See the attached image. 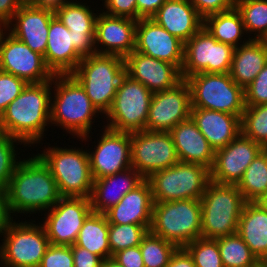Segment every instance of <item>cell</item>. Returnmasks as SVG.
I'll use <instances>...</instances> for the list:
<instances>
[{
	"instance_id": "47",
	"label": "cell",
	"mask_w": 267,
	"mask_h": 267,
	"mask_svg": "<svg viewBox=\"0 0 267 267\" xmlns=\"http://www.w3.org/2000/svg\"><path fill=\"white\" fill-rule=\"evenodd\" d=\"M74 267H102L103 259L85 248L71 245Z\"/></svg>"
},
{
	"instance_id": "50",
	"label": "cell",
	"mask_w": 267,
	"mask_h": 267,
	"mask_svg": "<svg viewBox=\"0 0 267 267\" xmlns=\"http://www.w3.org/2000/svg\"><path fill=\"white\" fill-rule=\"evenodd\" d=\"M166 267H195L194 259L185 247H177Z\"/></svg>"
},
{
	"instance_id": "40",
	"label": "cell",
	"mask_w": 267,
	"mask_h": 267,
	"mask_svg": "<svg viewBox=\"0 0 267 267\" xmlns=\"http://www.w3.org/2000/svg\"><path fill=\"white\" fill-rule=\"evenodd\" d=\"M19 144L27 147L21 140L0 131V188L2 189L8 186L16 166L21 161L18 156L21 152L18 153L16 146Z\"/></svg>"
},
{
	"instance_id": "37",
	"label": "cell",
	"mask_w": 267,
	"mask_h": 267,
	"mask_svg": "<svg viewBox=\"0 0 267 267\" xmlns=\"http://www.w3.org/2000/svg\"><path fill=\"white\" fill-rule=\"evenodd\" d=\"M241 133L262 147L267 146V104L245 106Z\"/></svg>"
},
{
	"instance_id": "27",
	"label": "cell",
	"mask_w": 267,
	"mask_h": 267,
	"mask_svg": "<svg viewBox=\"0 0 267 267\" xmlns=\"http://www.w3.org/2000/svg\"><path fill=\"white\" fill-rule=\"evenodd\" d=\"M151 19L184 43L203 27V18L188 0L165 1Z\"/></svg>"
},
{
	"instance_id": "2",
	"label": "cell",
	"mask_w": 267,
	"mask_h": 267,
	"mask_svg": "<svg viewBox=\"0 0 267 267\" xmlns=\"http://www.w3.org/2000/svg\"><path fill=\"white\" fill-rule=\"evenodd\" d=\"M51 96L52 80L28 83L1 114L0 131L21 140L28 147L43 144L45 132L51 126Z\"/></svg>"
},
{
	"instance_id": "51",
	"label": "cell",
	"mask_w": 267,
	"mask_h": 267,
	"mask_svg": "<svg viewBox=\"0 0 267 267\" xmlns=\"http://www.w3.org/2000/svg\"><path fill=\"white\" fill-rule=\"evenodd\" d=\"M167 0H136L137 20L151 18Z\"/></svg>"
},
{
	"instance_id": "39",
	"label": "cell",
	"mask_w": 267,
	"mask_h": 267,
	"mask_svg": "<svg viewBox=\"0 0 267 267\" xmlns=\"http://www.w3.org/2000/svg\"><path fill=\"white\" fill-rule=\"evenodd\" d=\"M149 229L138 224H109V245L113 256L120 250L141 244Z\"/></svg>"
},
{
	"instance_id": "24",
	"label": "cell",
	"mask_w": 267,
	"mask_h": 267,
	"mask_svg": "<svg viewBox=\"0 0 267 267\" xmlns=\"http://www.w3.org/2000/svg\"><path fill=\"white\" fill-rule=\"evenodd\" d=\"M153 204L150 183L144 179L104 214L109 224H138L150 229Z\"/></svg>"
},
{
	"instance_id": "5",
	"label": "cell",
	"mask_w": 267,
	"mask_h": 267,
	"mask_svg": "<svg viewBox=\"0 0 267 267\" xmlns=\"http://www.w3.org/2000/svg\"><path fill=\"white\" fill-rule=\"evenodd\" d=\"M124 74V58L99 53L83 57L71 73L84 88L92 104L102 114L101 119L110 110Z\"/></svg>"
},
{
	"instance_id": "31",
	"label": "cell",
	"mask_w": 267,
	"mask_h": 267,
	"mask_svg": "<svg viewBox=\"0 0 267 267\" xmlns=\"http://www.w3.org/2000/svg\"><path fill=\"white\" fill-rule=\"evenodd\" d=\"M267 63V47L260 41L250 39L234 49L231 68L232 79L245 89Z\"/></svg>"
},
{
	"instance_id": "3",
	"label": "cell",
	"mask_w": 267,
	"mask_h": 267,
	"mask_svg": "<svg viewBox=\"0 0 267 267\" xmlns=\"http://www.w3.org/2000/svg\"><path fill=\"white\" fill-rule=\"evenodd\" d=\"M52 88L51 126L62 128L82 143L91 141V129L101 113L92 104L84 88L71 74H54Z\"/></svg>"
},
{
	"instance_id": "17",
	"label": "cell",
	"mask_w": 267,
	"mask_h": 267,
	"mask_svg": "<svg viewBox=\"0 0 267 267\" xmlns=\"http://www.w3.org/2000/svg\"><path fill=\"white\" fill-rule=\"evenodd\" d=\"M191 92L185 79L174 87L153 93L148 111L146 130L169 132L191 115Z\"/></svg>"
},
{
	"instance_id": "14",
	"label": "cell",
	"mask_w": 267,
	"mask_h": 267,
	"mask_svg": "<svg viewBox=\"0 0 267 267\" xmlns=\"http://www.w3.org/2000/svg\"><path fill=\"white\" fill-rule=\"evenodd\" d=\"M93 212L89 198L62 197L43 213V227L53 245L75 244L86 218Z\"/></svg>"
},
{
	"instance_id": "54",
	"label": "cell",
	"mask_w": 267,
	"mask_h": 267,
	"mask_svg": "<svg viewBox=\"0 0 267 267\" xmlns=\"http://www.w3.org/2000/svg\"><path fill=\"white\" fill-rule=\"evenodd\" d=\"M102 267H122L115 259L108 258L103 260Z\"/></svg>"
},
{
	"instance_id": "7",
	"label": "cell",
	"mask_w": 267,
	"mask_h": 267,
	"mask_svg": "<svg viewBox=\"0 0 267 267\" xmlns=\"http://www.w3.org/2000/svg\"><path fill=\"white\" fill-rule=\"evenodd\" d=\"M149 231L174 243L177 247H185L188 243L201 238L200 200L154 202Z\"/></svg>"
},
{
	"instance_id": "45",
	"label": "cell",
	"mask_w": 267,
	"mask_h": 267,
	"mask_svg": "<svg viewBox=\"0 0 267 267\" xmlns=\"http://www.w3.org/2000/svg\"><path fill=\"white\" fill-rule=\"evenodd\" d=\"M102 3L106 10H101L107 15L128 17L137 20L136 0H102Z\"/></svg>"
},
{
	"instance_id": "33",
	"label": "cell",
	"mask_w": 267,
	"mask_h": 267,
	"mask_svg": "<svg viewBox=\"0 0 267 267\" xmlns=\"http://www.w3.org/2000/svg\"><path fill=\"white\" fill-rule=\"evenodd\" d=\"M108 234L109 223L105 214L92 212L84 221L75 245L87 249L103 260L112 258Z\"/></svg>"
},
{
	"instance_id": "6",
	"label": "cell",
	"mask_w": 267,
	"mask_h": 267,
	"mask_svg": "<svg viewBox=\"0 0 267 267\" xmlns=\"http://www.w3.org/2000/svg\"><path fill=\"white\" fill-rule=\"evenodd\" d=\"M46 147L37 155L48 166L55 179L61 197L89 198L93 178L90 171L88 150L84 146L69 149L64 146Z\"/></svg>"
},
{
	"instance_id": "9",
	"label": "cell",
	"mask_w": 267,
	"mask_h": 267,
	"mask_svg": "<svg viewBox=\"0 0 267 267\" xmlns=\"http://www.w3.org/2000/svg\"><path fill=\"white\" fill-rule=\"evenodd\" d=\"M191 92L192 108L230 113L242 117L244 89L228 73H197L185 79Z\"/></svg>"
},
{
	"instance_id": "35",
	"label": "cell",
	"mask_w": 267,
	"mask_h": 267,
	"mask_svg": "<svg viewBox=\"0 0 267 267\" xmlns=\"http://www.w3.org/2000/svg\"><path fill=\"white\" fill-rule=\"evenodd\" d=\"M215 240L224 267H252L259 261L238 233L218 237Z\"/></svg>"
},
{
	"instance_id": "4",
	"label": "cell",
	"mask_w": 267,
	"mask_h": 267,
	"mask_svg": "<svg viewBox=\"0 0 267 267\" xmlns=\"http://www.w3.org/2000/svg\"><path fill=\"white\" fill-rule=\"evenodd\" d=\"M201 238L216 239L237 233L246 200L237 184L209 181L200 199Z\"/></svg>"
},
{
	"instance_id": "44",
	"label": "cell",
	"mask_w": 267,
	"mask_h": 267,
	"mask_svg": "<svg viewBox=\"0 0 267 267\" xmlns=\"http://www.w3.org/2000/svg\"><path fill=\"white\" fill-rule=\"evenodd\" d=\"M39 267H74L71 246L50 244Z\"/></svg>"
},
{
	"instance_id": "16",
	"label": "cell",
	"mask_w": 267,
	"mask_h": 267,
	"mask_svg": "<svg viewBox=\"0 0 267 267\" xmlns=\"http://www.w3.org/2000/svg\"><path fill=\"white\" fill-rule=\"evenodd\" d=\"M94 150L87 148L93 180L119 173L132 167L130 133L102 125ZM92 150V151H91Z\"/></svg>"
},
{
	"instance_id": "49",
	"label": "cell",
	"mask_w": 267,
	"mask_h": 267,
	"mask_svg": "<svg viewBox=\"0 0 267 267\" xmlns=\"http://www.w3.org/2000/svg\"><path fill=\"white\" fill-rule=\"evenodd\" d=\"M24 3V0H0V25L3 28Z\"/></svg>"
},
{
	"instance_id": "46",
	"label": "cell",
	"mask_w": 267,
	"mask_h": 267,
	"mask_svg": "<svg viewBox=\"0 0 267 267\" xmlns=\"http://www.w3.org/2000/svg\"><path fill=\"white\" fill-rule=\"evenodd\" d=\"M197 10L198 14L205 17L227 11L235 7V0H188Z\"/></svg>"
},
{
	"instance_id": "41",
	"label": "cell",
	"mask_w": 267,
	"mask_h": 267,
	"mask_svg": "<svg viewBox=\"0 0 267 267\" xmlns=\"http://www.w3.org/2000/svg\"><path fill=\"white\" fill-rule=\"evenodd\" d=\"M185 248L193 257L195 267H224L215 239L198 238Z\"/></svg>"
},
{
	"instance_id": "22",
	"label": "cell",
	"mask_w": 267,
	"mask_h": 267,
	"mask_svg": "<svg viewBox=\"0 0 267 267\" xmlns=\"http://www.w3.org/2000/svg\"><path fill=\"white\" fill-rule=\"evenodd\" d=\"M54 16L50 12L36 9L30 2H25L4 28L32 51L44 56L49 24Z\"/></svg>"
},
{
	"instance_id": "55",
	"label": "cell",
	"mask_w": 267,
	"mask_h": 267,
	"mask_svg": "<svg viewBox=\"0 0 267 267\" xmlns=\"http://www.w3.org/2000/svg\"><path fill=\"white\" fill-rule=\"evenodd\" d=\"M256 203L267 211V193L263 195L259 200H257Z\"/></svg>"
},
{
	"instance_id": "20",
	"label": "cell",
	"mask_w": 267,
	"mask_h": 267,
	"mask_svg": "<svg viewBox=\"0 0 267 267\" xmlns=\"http://www.w3.org/2000/svg\"><path fill=\"white\" fill-rule=\"evenodd\" d=\"M137 20L98 14L95 28L96 53L126 58L135 49Z\"/></svg>"
},
{
	"instance_id": "12",
	"label": "cell",
	"mask_w": 267,
	"mask_h": 267,
	"mask_svg": "<svg viewBox=\"0 0 267 267\" xmlns=\"http://www.w3.org/2000/svg\"><path fill=\"white\" fill-rule=\"evenodd\" d=\"M234 47L218 42L204 27L184 43L182 79L197 73H228Z\"/></svg>"
},
{
	"instance_id": "26",
	"label": "cell",
	"mask_w": 267,
	"mask_h": 267,
	"mask_svg": "<svg viewBox=\"0 0 267 267\" xmlns=\"http://www.w3.org/2000/svg\"><path fill=\"white\" fill-rule=\"evenodd\" d=\"M169 133L181 162L200 164L211 170L215 160V150L191 117L178 123Z\"/></svg>"
},
{
	"instance_id": "58",
	"label": "cell",
	"mask_w": 267,
	"mask_h": 267,
	"mask_svg": "<svg viewBox=\"0 0 267 267\" xmlns=\"http://www.w3.org/2000/svg\"><path fill=\"white\" fill-rule=\"evenodd\" d=\"M263 151L266 153L267 156V146L263 147Z\"/></svg>"
},
{
	"instance_id": "13",
	"label": "cell",
	"mask_w": 267,
	"mask_h": 267,
	"mask_svg": "<svg viewBox=\"0 0 267 267\" xmlns=\"http://www.w3.org/2000/svg\"><path fill=\"white\" fill-rule=\"evenodd\" d=\"M131 165L144 179L180 160L169 132H131Z\"/></svg>"
},
{
	"instance_id": "30",
	"label": "cell",
	"mask_w": 267,
	"mask_h": 267,
	"mask_svg": "<svg viewBox=\"0 0 267 267\" xmlns=\"http://www.w3.org/2000/svg\"><path fill=\"white\" fill-rule=\"evenodd\" d=\"M237 233L258 260L267 258V211L259 204L246 202Z\"/></svg>"
},
{
	"instance_id": "10",
	"label": "cell",
	"mask_w": 267,
	"mask_h": 267,
	"mask_svg": "<svg viewBox=\"0 0 267 267\" xmlns=\"http://www.w3.org/2000/svg\"><path fill=\"white\" fill-rule=\"evenodd\" d=\"M147 180L154 202L200 200L210 181V170L200 164L179 161L153 173Z\"/></svg>"
},
{
	"instance_id": "56",
	"label": "cell",
	"mask_w": 267,
	"mask_h": 267,
	"mask_svg": "<svg viewBox=\"0 0 267 267\" xmlns=\"http://www.w3.org/2000/svg\"><path fill=\"white\" fill-rule=\"evenodd\" d=\"M252 267H267V264L263 260H259L254 266Z\"/></svg>"
},
{
	"instance_id": "48",
	"label": "cell",
	"mask_w": 267,
	"mask_h": 267,
	"mask_svg": "<svg viewBox=\"0 0 267 267\" xmlns=\"http://www.w3.org/2000/svg\"><path fill=\"white\" fill-rule=\"evenodd\" d=\"M112 258L122 267H145L140 245L120 250Z\"/></svg>"
},
{
	"instance_id": "52",
	"label": "cell",
	"mask_w": 267,
	"mask_h": 267,
	"mask_svg": "<svg viewBox=\"0 0 267 267\" xmlns=\"http://www.w3.org/2000/svg\"><path fill=\"white\" fill-rule=\"evenodd\" d=\"M70 0H31L30 3L38 10L56 15Z\"/></svg>"
},
{
	"instance_id": "29",
	"label": "cell",
	"mask_w": 267,
	"mask_h": 267,
	"mask_svg": "<svg viewBox=\"0 0 267 267\" xmlns=\"http://www.w3.org/2000/svg\"><path fill=\"white\" fill-rule=\"evenodd\" d=\"M143 180L141 174L133 167L93 180L92 192L89 197L93 212L104 214Z\"/></svg>"
},
{
	"instance_id": "18",
	"label": "cell",
	"mask_w": 267,
	"mask_h": 267,
	"mask_svg": "<svg viewBox=\"0 0 267 267\" xmlns=\"http://www.w3.org/2000/svg\"><path fill=\"white\" fill-rule=\"evenodd\" d=\"M263 147L240 133L224 148L215 151L210 180L220 184H238L245 170Z\"/></svg>"
},
{
	"instance_id": "32",
	"label": "cell",
	"mask_w": 267,
	"mask_h": 267,
	"mask_svg": "<svg viewBox=\"0 0 267 267\" xmlns=\"http://www.w3.org/2000/svg\"><path fill=\"white\" fill-rule=\"evenodd\" d=\"M203 27L218 42L229 44L234 48L250 40L245 34L242 17L236 7L205 17L203 19ZM243 36H246L247 39Z\"/></svg>"
},
{
	"instance_id": "15",
	"label": "cell",
	"mask_w": 267,
	"mask_h": 267,
	"mask_svg": "<svg viewBox=\"0 0 267 267\" xmlns=\"http://www.w3.org/2000/svg\"><path fill=\"white\" fill-rule=\"evenodd\" d=\"M0 70L27 83H43L54 76L46 66L43 55L32 51L5 28L0 31Z\"/></svg>"
},
{
	"instance_id": "19",
	"label": "cell",
	"mask_w": 267,
	"mask_h": 267,
	"mask_svg": "<svg viewBox=\"0 0 267 267\" xmlns=\"http://www.w3.org/2000/svg\"><path fill=\"white\" fill-rule=\"evenodd\" d=\"M134 51L169 62L180 71L182 69L184 42L151 18L137 20Z\"/></svg>"
},
{
	"instance_id": "25",
	"label": "cell",
	"mask_w": 267,
	"mask_h": 267,
	"mask_svg": "<svg viewBox=\"0 0 267 267\" xmlns=\"http://www.w3.org/2000/svg\"><path fill=\"white\" fill-rule=\"evenodd\" d=\"M72 41L70 30L54 16L49 24L47 48L43 56L53 74H71L82 60Z\"/></svg>"
},
{
	"instance_id": "53",
	"label": "cell",
	"mask_w": 267,
	"mask_h": 267,
	"mask_svg": "<svg viewBox=\"0 0 267 267\" xmlns=\"http://www.w3.org/2000/svg\"><path fill=\"white\" fill-rule=\"evenodd\" d=\"M13 219L8 209L5 189L0 188V236Z\"/></svg>"
},
{
	"instance_id": "1",
	"label": "cell",
	"mask_w": 267,
	"mask_h": 267,
	"mask_svg": "<svg viewBox=\"0 0 267 267\" xmlns=\"http://www.w3.org/2000/svg\"><path fill=\"white\" fill-rule=\"evenodd\" d=\"M11 217L50 210L62 197L48 166L37 155L23 158L5 188Z\"/></svg>"
},
{
	"instance_id": "34",
	"label": "cell",
	"mask_w": 267,
	"mask_h": 267,
	"mask_svg": "<svg viewBox=\"0 0 267 267\" xmlns=\"http://www.w3.org/2000/svg\"><path fill=\"white\" fill-rule=\"evenodd\" d=\"M246 202H256L267 193V156L262 150L237 184Z\"/></svg>"
},
{
	"instance_id": "57",
	"label": "cell",
	"mask_w": 267,
	"mask_h": 267,
	"mask_svg": "<svg viewBox=\"0 0 267 267\" xmlns=\"http://www.w3.org/2000/svg\"><path fill=\"white\" fill-rule=\"evenodd\" d=\"M259 40L267 47V31Z\"/></svg>"
},
{
	"instance_id": "36",
	"label": "cell",
	"mask_w": 267,
	"mask_h": 267,
	"mask_svg": "<svg viewBox=\"0 0 267 267\" xmlns=\"http://www.w3.org/2000/svg\"><path fill=\"white\" fill-rule=\"evenodd\" d=\"M235 7L248 38L259 40L267 31V0H235Z\"/></svg>"
},
{
	"instance_id": "38",
	"label": "cell",
	"mask_w": 267,
	"mask_h": 267,
	"mask_svg": "<svg viewBox=\"0 0 267 267\" xmlns=\"http://www.w3.org/2000/svg\"><path fill=\"white\" fill-rule=\"evenodd\" d=\"M177 246L150 231L142 238L140 250L145 267H166Z\"/></svg>"
},
{
	"instance_id": "42",
	"label": "cell",
	"mask_w": 267,
	"mask_h": 267,
	"mask_svg": "<svg viewBox=\"0 0 267 267\" xmlns=\"http://www.w3.org/2000/svg\"><path fill=\"white\" fill-rule=\"evenodd\" d=\"M27 84L24 79L0 70V116Z\"/></svg>"
},
{
	"instance_id": "8",
	"label": "cell",
	"mask_w": 267,
	"mask_h": 267,
	"mask_svg": "<svg viewBox=\"0 0 267 267\" xmlns=\"http://www.w3.org/2000/svg\"><path fill=\"white\" fill-rule=\"evenodd\" d=\"M32 220L13 219L2 233L0 267H39L50 241L41 222Z\"/></svg>"
},
{
	"instance_id": "21",
	"label": "cell",
	"mask_w": 267,
	"mask_h": 267,
	"mask_svg": "<svg viewBox=\"0 0 267 267\" xmlns=\"http://www.w3.org/2000/svg\"><path fill=\"white\" fill-rule=\"evenodd\" d=\"M125 73L152 93L174 87L182 80L181 71L173 64L133 51L125 59Z\"/></svg>"
},
{
	"instance_id": "28",
	"label": "cell",
	"mask_w": 267,
	"mask_h": 267,
	"mask_svg": "<svg viewBox=\"0 0 267 267\" xmlns=\"http://www.w3.org/2000/svg\"><path fill=\"white\" fill-rule=\"evenodd\" d=\"M190 117L215 151L227 146L241 133V118L237 115L191 108Z\"/></svg>"
},
{
	"instance_id": "43",
	"label": "cell",
	"mask_w": 267,
	"mask_h": 267,
	"mask_svg": "<svg viewBox=\"0 0 267 267\" xmlns=\"http://www.w3.org/2000/svg\"><path fill=\"white\" fill-rule=\"evenodd\" d=\"M245 106L267 104V63L256 78L244 89Z\"/></svg>"
},
{
	"instance_id": "23",
	"label": "cell",
	"mask_w": 267,
	"mask_h": 267,
	"mask_svg": "<svg viewBox=\"0 0 267 267\" xmlns=\"http://www.w3.org/2000/svg\"><path fill=\"white\" fill-rule=\"evenodd\" d=\"M80 1L70 0L55 16L70 30L75 50L82 56L96 53L95 28L98 12Z\"/></svg>"
},
{
	"instance_id": "11",
	"label": "cell",
	"mask_w": 267,
	"mask_h": 267,
	"mask_svg": "<svg viewBox=\"0 0 267 267\" xmlns=\"http://www.w3.org/2000/svg\"><path fill=\"white\" fill-rule=\"evenodd\" d=\"M153 93L126 73L121 78L104 126L121 132L146 130Z\"/></svg>"
}]
</instances>
